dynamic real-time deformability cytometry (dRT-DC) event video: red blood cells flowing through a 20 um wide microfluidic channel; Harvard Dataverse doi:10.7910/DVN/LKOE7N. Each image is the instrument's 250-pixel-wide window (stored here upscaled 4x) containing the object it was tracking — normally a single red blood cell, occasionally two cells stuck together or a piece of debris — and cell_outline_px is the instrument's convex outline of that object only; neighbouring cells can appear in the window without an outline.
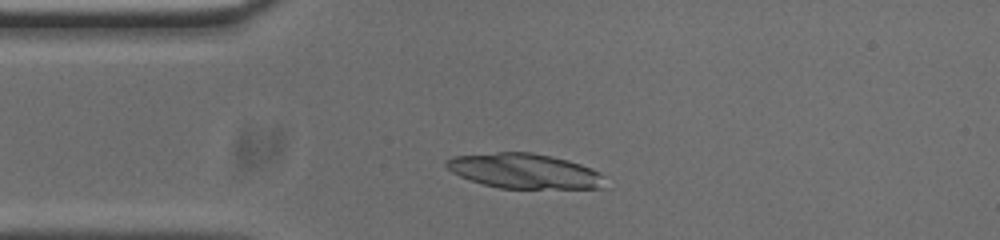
{"species": "common noctule bat (a hibernating species)", "species_latin": "Nyctalus noctula", "temperature_condition": "cold", "stored_images_in_passage": 42, "camera_frame_rate_fps": 3000, "um_per_image_px": 0.085, "animal": {"sex": "male", "body_mass_g": 20.0, "forearm_length_mm": 53.3}, "frame": {"image": 1, "passage_image": 1, "time_ms": 0.0, "image_size_px": [1000, 240], "cell_outline_px": [[608, 188], [500, 188], [484, 184], [460, 176], [452, 172], [444, 164], [444, 160], [452, 156], [496, 152], [532, 152], [552, 156], [568, 160], [592, 168], [600, 172], [604, 176]], "centroid_in_image_um": [44.61, 14.53], "position_along_channel_um": 40.4, "area_um2": 32.48}}